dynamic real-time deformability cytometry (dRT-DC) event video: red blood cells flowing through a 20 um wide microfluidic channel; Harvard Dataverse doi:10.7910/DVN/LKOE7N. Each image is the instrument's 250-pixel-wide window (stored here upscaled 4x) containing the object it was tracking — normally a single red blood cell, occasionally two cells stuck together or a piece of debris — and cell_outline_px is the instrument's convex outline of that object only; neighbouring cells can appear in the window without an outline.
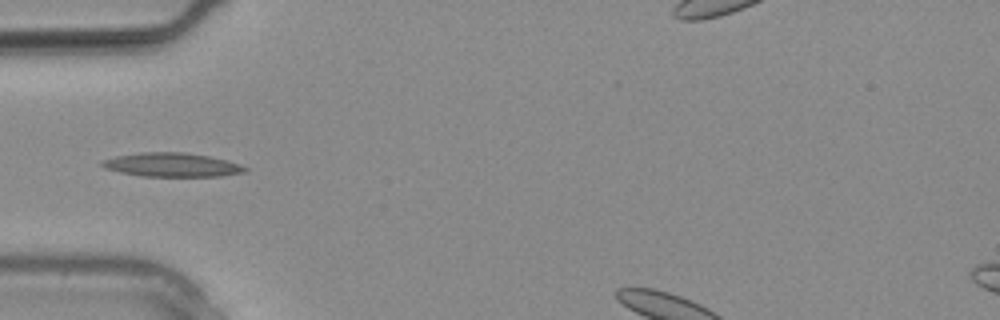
{"species": "common noctule bat (a hibernating species)", "species_latin": "Nyctalus noctula", "temperature_condition": "warm", "stored_images_in_passage": 3, "camera_frame_rate_fps": 3000, "um_per_image_px": 0.085, "animal": {"sex": "male", "body_mass_g": 20.4}, "frame": {"image": 1, "passage_image": 2, "time_ms": 0.333, "image_size_px": [1000, 320], "cell_outline_px": [[248, 168], [244, 172], [220, 176], [140, 176], [120, 172], [104, 168], [100, 164], [100, 160], [116, 156], [140, 152], [184, 152], [208, 156], [228, 160], [240, 164]], "centroid_in_image_um": [14.58, 14.0], "position_along_channel_um": 70.4, "area_um2": 19.94}}